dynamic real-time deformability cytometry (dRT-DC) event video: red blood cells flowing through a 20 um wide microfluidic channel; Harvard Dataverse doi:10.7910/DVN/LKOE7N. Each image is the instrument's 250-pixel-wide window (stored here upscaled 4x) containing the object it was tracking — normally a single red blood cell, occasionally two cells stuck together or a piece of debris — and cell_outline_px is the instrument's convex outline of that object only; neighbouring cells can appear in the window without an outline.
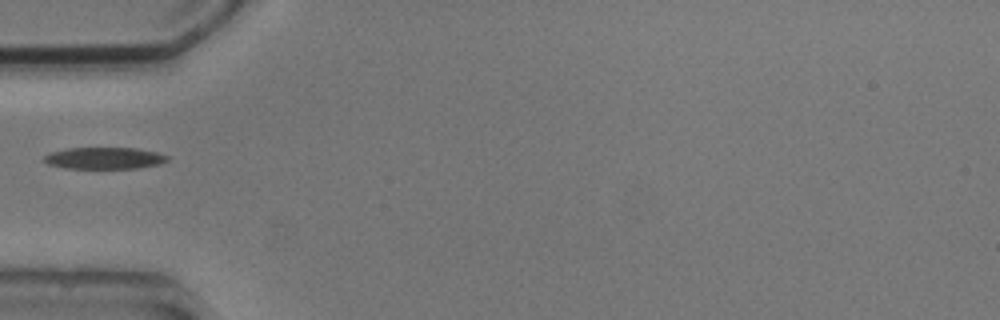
{"species": "common noctule bat (a hibernating species)", "species_latin": "Nyctalus noctula", "temperature_condition": "cold", "stored_images_in_passage": 5, "segment_of_instrument_passage": [2, 2], "camera_frame_rate_fps": 3000, "um_per_image_px": 0.085, "animal": {"sex": "male", "body_mass_g": 20.5, "forearm_length_mm": 52.5}, "frame": {"image": 1, "passage_image": 5, "time_ms": 4.667, "image_size_px": [1000, 320], "cell_outline_px": [[168, 160], [160, 164], [136, 168], [64, 168], [48, 164], [44, 160], [44, 156], [52, 152], [68, 148], [136, 148], [156, 152], [168, 156]], "centroid_in_image_um": [8.88, 13.44], "position_along_channel_um": 76.1, "area_um2": 15.43}}